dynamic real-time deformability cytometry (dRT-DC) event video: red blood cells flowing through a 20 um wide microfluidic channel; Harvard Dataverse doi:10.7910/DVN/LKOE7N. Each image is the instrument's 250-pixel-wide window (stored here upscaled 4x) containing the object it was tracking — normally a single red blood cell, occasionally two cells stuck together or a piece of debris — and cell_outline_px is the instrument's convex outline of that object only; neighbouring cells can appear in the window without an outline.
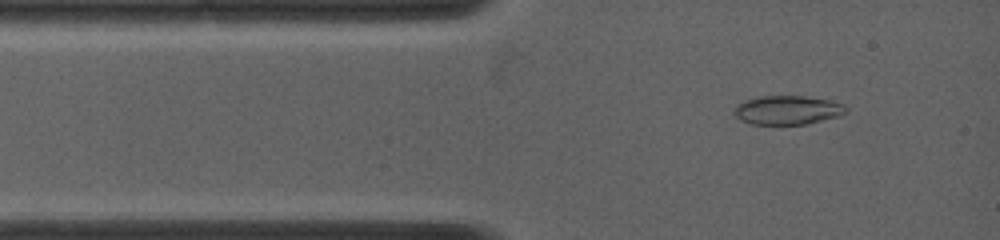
{"species": "common noctule bat (a hibernating species)", "species_latin": "Nyctalus noctula", "temperature_condition": "warm", "stored_images_in_passage": 82, "camera_frame_rate_fps": 5000, "um_per_image_px": 0.085, "animal": {"sex": "female", "body_mass_g": 19.0, "forearm_length_mm": 53.3}, "frame": {"image": 1, "passage_image": 6, "time_ms": 1.0, "image_size_px": [1000, 240], "cell_outline_px": [[848, 112], [840, 116], [804, 124], [752, 124], [740, 120], [732, 112], [744, 100], [764, 96], [804, 96], [828, 100], [844, 104], [848, 108]], "centroid_in_image_um": [66.97, 9.36], "position_along_channel_um": 18.0, "area_um2": 18.73}}
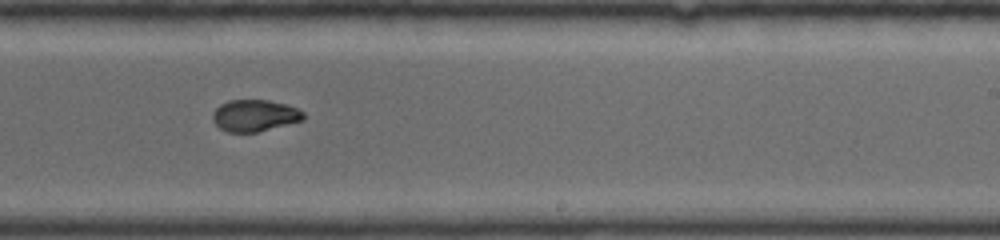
{"frame": {"image": 2, "passage_image": 40, "time_ms": 7.8, "image_size_px": [1000, 240], "cell_outline_px": [[304, 120], [256, 132], [228, 132], [220, 128], [212, 120], [212, 112], [220, 104], [228, 100], [268, 100], [284, 104], [296, 108], [304, 112]], "centroid_in_image_um": [21.62, 9.82], "position_along_channel_um": 267.4, "area_um2": 16.7}}
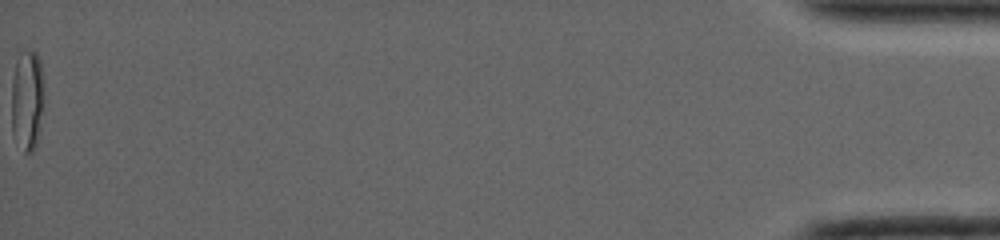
{"frame": {"image": 3, "passage_image": 82, "time_ms": 16.2, "image_size_px": [1000, 240], "cell_outline_px": [[44, 96], [40, 132], [36, 144], [32, 152], [24, 152], [12, 136], [12, 80], [16, 64], [20, 52], [24, 48], [36, 52], [40, 60], [44, 80]], "centroid_in_image_um": [2.33, 8.49], "position_along_channel_um": 432.9, "area_um2": 19.65}, "authors_computed_cell_mechanics": {"area_um2": 17.7446, "velocity_mm_per_s": 3.9905, "shape_relaxation_time_tau1_ms": 8.1697, "shape_relaxation_time_tau2_ms": 1.6928, "deformation_change_tau1": 0.2355, "deformation_change_tau2": 0.0378}}